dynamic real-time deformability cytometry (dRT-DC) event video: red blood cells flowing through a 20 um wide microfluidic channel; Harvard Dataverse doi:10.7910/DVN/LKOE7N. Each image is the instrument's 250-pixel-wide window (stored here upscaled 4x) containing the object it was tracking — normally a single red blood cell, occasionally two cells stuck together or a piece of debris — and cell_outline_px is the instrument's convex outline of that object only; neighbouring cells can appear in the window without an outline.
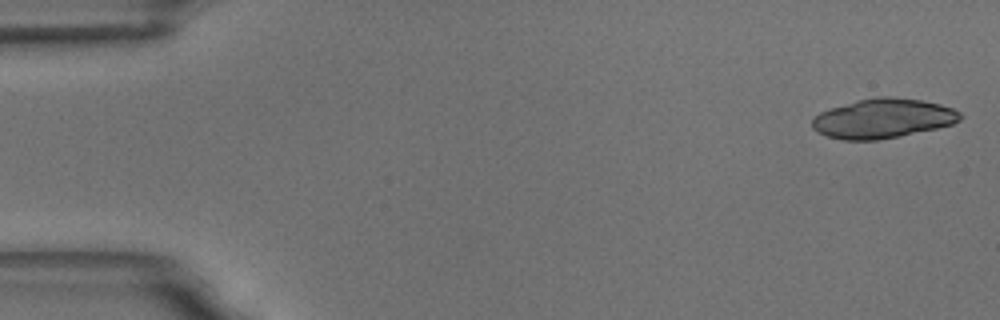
{"species": "common noctule bat (a hibernating species)", "species_latin": "Nyctalus noctula", "temperature_condition": "room temperature", "stored_images_in_passage": 7, "camera_frame_rate_fps": 3000, "um_per_image_px": 0.085, "animal": {"sex": "male", "body_mass_g": 18.8}, "frame": {"image": 1, "passage_image": 1, "time_ms": 0.0, "image_size_px": [1000, 320], "cell_outline_px": [[964, 116], [960, 120], [952, 124], [936, 128], [900, 136], [876, 140], [844, 140], [828, 136], [816, 132], [812, 128], [812, 120], [820, 112], [856, 100], [880, 96], [892, 96], [920, 100], [940, 104], [952, 108], [960, 112]], "centroid_in_image_um": [75.05, 10.06], "position_along_channel_um": 9.9, "area_um2": 33.99}}
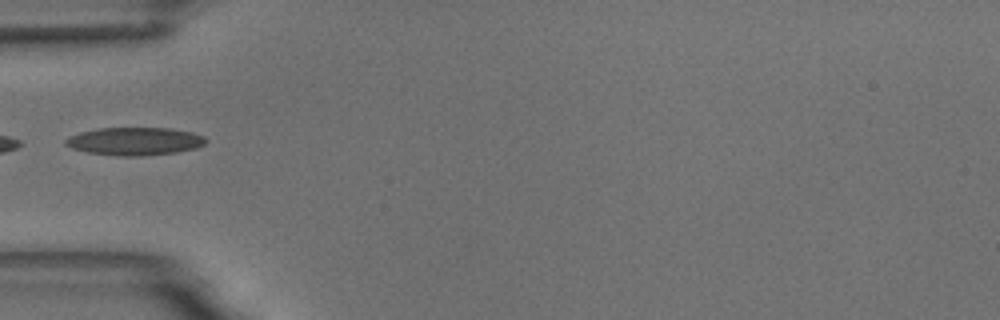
{"frame": {"image": 2, "passage_image": 6, "time_ms": 5.667, "image_size_px": [1000, 320], "cell_outline_px": [[208, 140], [204, 144], [196, 148], [176, 152], [140, 156], [120, 156], [88, 152], [72, 148], [64, 144], [64, 140], [80, 132], [100, 128], [172, 128], [192, 132], [204, 136]], "centroid_in_image_um": [11.48, 12.0], "position_along_channel_um": 73.5, "area_um2": 22.72}}
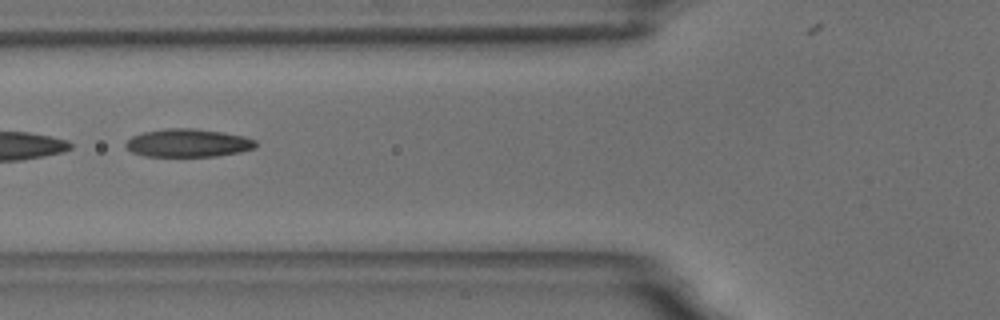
{"frame": {"image": 3, "passage_image": 7, "time_ms": 6.667, "image_size_px": [1000, 320], "cell_outline_px": [[256, 148], [240, 152], [216, 156], [144, 156], [132, 152], [124, 144], [132, 136], [144, 132], [164, 128], [196, 128], [224, 132], [244, 136], [256, 140]], "centroid_in_image_um": [16.01, 12.14], "position_along_channel_um": 109.8, "area_um2": 21.39}}